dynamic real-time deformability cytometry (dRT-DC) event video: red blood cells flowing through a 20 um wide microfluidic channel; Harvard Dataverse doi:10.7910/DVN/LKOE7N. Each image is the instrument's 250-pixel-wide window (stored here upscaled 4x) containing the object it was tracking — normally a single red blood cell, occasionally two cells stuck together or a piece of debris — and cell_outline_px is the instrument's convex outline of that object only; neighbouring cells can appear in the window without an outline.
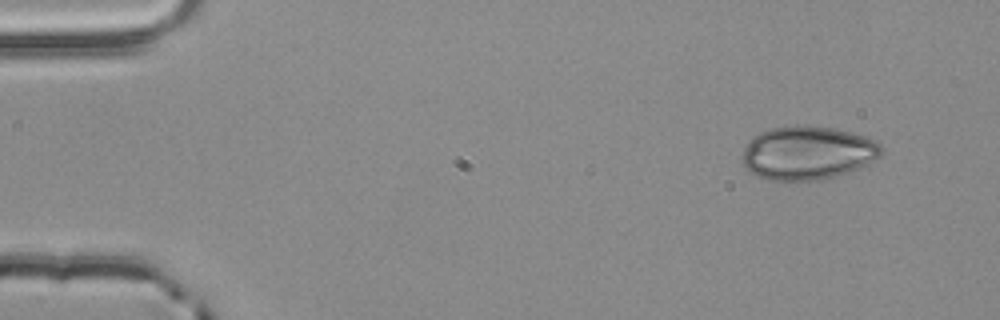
{"species": "common noctule bat (a hibernating species)", "species_latin": "Nyctalus noctula", "temperature_condition": "room temperature", "stored_images_in_passage": 4, "camera_frame_rate_fps": 3000, "um_per_image_px": 0.085, "animal": {"sex": "male", "body_mass_g": 20.4}, "frame": {"image": 1, "passage_image": 2, "time_ms": 0.333, "image_size_px": [1000, 320], "cell_outline_px": [[884, 152], [876, 160], [856, 168], [820, 180], [768, 180], [756, 176], [748, 172], [744, 168], [740, 160], [740, 156], [748, 140], [752, 136], [768, 128], [796, 124], [804, 124], [836, 128], [852, 132], [876, 140], [880, 144]], "centroid_in_image_um": [68.58, 12.97], "position_along_channel_um": 16.4, "area_um2": 44.16}}